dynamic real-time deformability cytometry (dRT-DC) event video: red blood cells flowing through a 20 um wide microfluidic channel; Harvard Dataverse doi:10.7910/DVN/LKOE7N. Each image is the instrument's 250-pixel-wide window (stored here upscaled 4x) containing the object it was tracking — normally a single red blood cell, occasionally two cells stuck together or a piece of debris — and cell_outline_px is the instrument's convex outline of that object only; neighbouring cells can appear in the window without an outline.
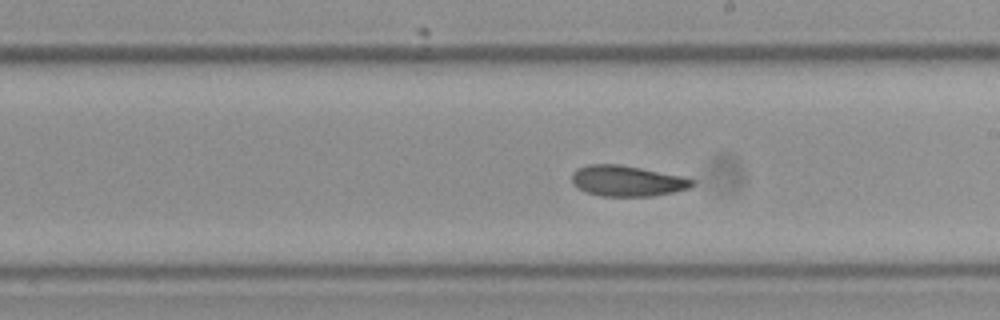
{"species": "Egyptian fruit bat (a non-hibernating species)", "species_latin": "Rousettus aegyptiacus", "temperature_condition": "cold", "stored_images_in_passage": 36, "camera_frame_rate_fps": 3000, "um_per_image_px": 0.085, "frame": {"image": 1, "passage_image": 11, "time_ms": 3.333, "image_size_px": [1000, 320], "cell_outline_px": [[696, 184], [688, 188], [672, 192], [652, 196], [604, 196], [588, 192], [580, 188], [572, 180], [572, 172], [576, 168], [588, 164], [620, 164], [680, 176], [696, 180]], "centroid_in_image_um": [53.32, 15.37], "position_along_channel_um": 235.7, "area_um2": 21.27}, "authors_computed_cell_mechanics": {"area_um2": 21.4727, "velocity_mm_per_s": 3.5313, "shape_relaxation_time_tau1_ms": 3.8669, "shape_relaxation_time_tau2_ms": 2.6423, "deformation_change_tau1": 0.1346, "deformation_change_tau2": 0.0706}}